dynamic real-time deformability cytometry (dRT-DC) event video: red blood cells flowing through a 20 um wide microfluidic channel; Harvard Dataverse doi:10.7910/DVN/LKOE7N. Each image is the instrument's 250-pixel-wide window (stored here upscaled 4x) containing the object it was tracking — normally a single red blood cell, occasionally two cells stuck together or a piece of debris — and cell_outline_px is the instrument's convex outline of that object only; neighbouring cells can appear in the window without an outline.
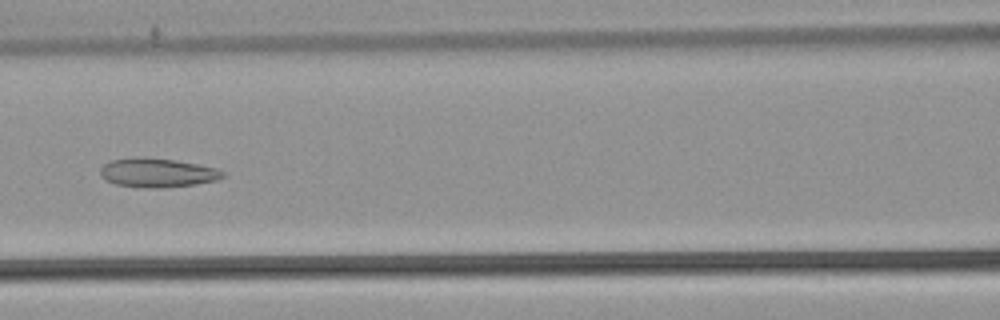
{"species": "common noctule bat (a hibernating species)", "species_latin": "Nyctalus noctula", "temperature_condition": "warm", "stored_images_in_passage": 46, "camera_frame_rate_fps": 3000, "um_per_image_px": 0.085, "animal": {"sex": "male", "body_mass_g": 21.5, "forearm_length_mm": 52.0}, "frame": {"image": 1, "passage_image": 23, "time_ms": 7.333, "image_size_px": [1000, 320], "cell_outline_px": [[224, 176], [216, 180], [196, 184], [164, 188], [144, 188], [116, 184], [100, 176], [100, 168], [104, 164], [112, 160], [144, 156], [176, 160], [216, 168], [224, 172]], "centroid_in_image_um": [13.37, 14.68], "position_along_channel_um": 153.2, "area_um2": 20.75}}
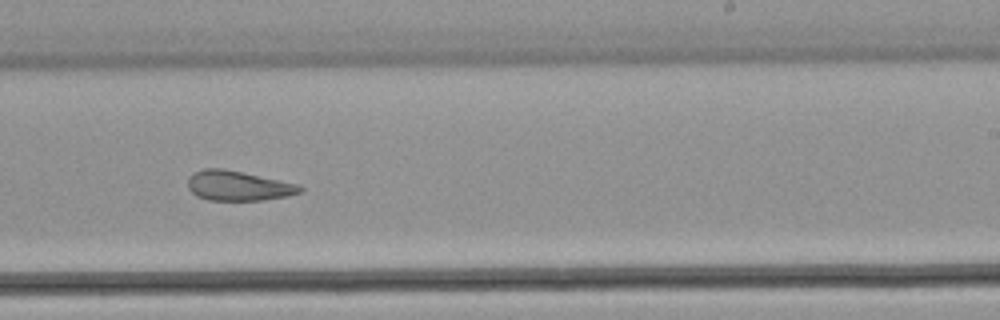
{"frame": {"image": 2, "passage_image": 32, "time_ms": 10.333, "image_size_px": [1000, 320], "cell_outline_px": [[304, 192], [288, 196], [264, 200], [208, 200], [196, 196], [188, 188], [188, 176], [192, 172], [204, 168], [224, 168], [300, 184], [304, 188]], "centroid_in_image_um": [20.27, 15.78], "position_along_channel_um": 268.7, "area_um2": 19.88}}
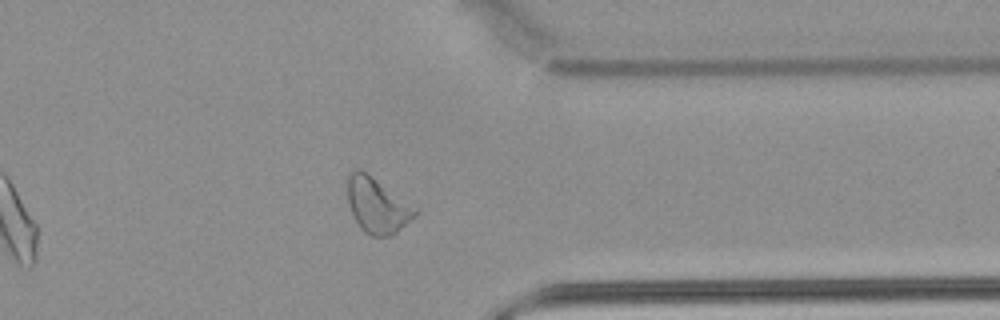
{"frame": {"image": 3, "passage_image": 41, "time_ms": 13.333, "image_size_px": [1000, 320], "cell_outline_px": [[420, 212], [392, 236], [372, 236], [364, 232], [360, 228], [352, 212], [348, 200], [344, 180], [356, 168], [360, 168], [368, 172], [420, 208]], "centroid_in_image_um": [32.09, 17.41], "position_along_channel_um": 379.3, "area_um2": 22.6}, "authors_computed_cell_mechanics": {"area_um2": 22.5709, "velocity_mm_per_s": 3.865, "shape_relaxation_time_tau1_ms": null, "shape_relaxation_time_tau2_ms": 3.5277, "deformation_change_tau1": null, "deformation_change_tau2": 0.1097}}